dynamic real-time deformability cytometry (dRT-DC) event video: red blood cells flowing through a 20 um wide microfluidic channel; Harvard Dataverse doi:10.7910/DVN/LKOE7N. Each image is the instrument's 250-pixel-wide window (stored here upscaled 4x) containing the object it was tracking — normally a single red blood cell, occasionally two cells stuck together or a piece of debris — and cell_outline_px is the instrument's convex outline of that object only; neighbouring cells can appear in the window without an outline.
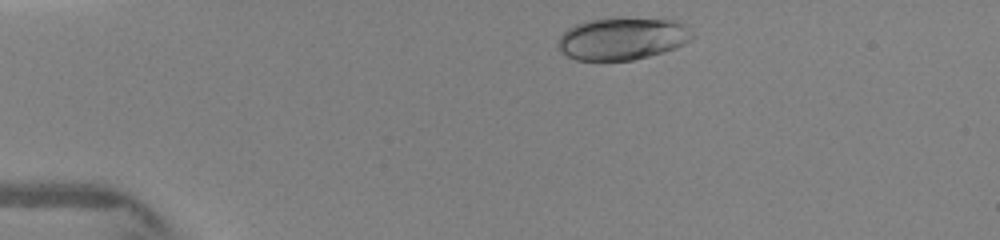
{"species": "human", "species_latin": "Homo sapiens", "temperature_condition": "warm", "stored_images_in_passage": 5, "camera_frame_rate_fps": 3000, "um_per_image_px": 0.085, "donor": {"sex": "female"}, "frame": {"image": 1, "passage_image": 1, "time_ms": 0.0, "image_size_px": [1000, 240], "cell_outline_px": [[696, 36], [692, 40], [676, 48], [664, 52], [632, 60], [576, 60], [568, 56], [556, 44], [560, 36], [568, 28], [576, 24], [588, 20], [612, 16], [616, 16], [680, 20]], "centroid_in_image_um": [52.96, 3.24], "position_along_channel_um": 32.0, "area_um2": 33.87}}
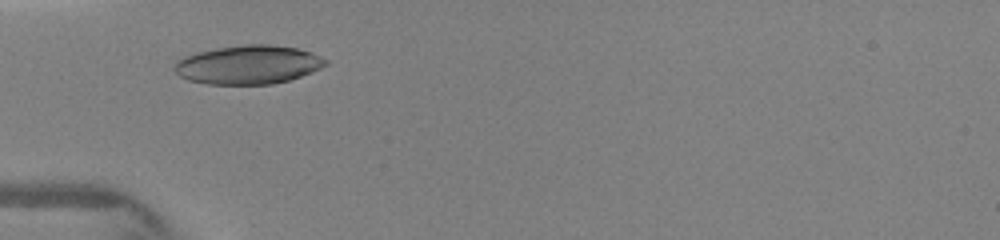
{"frame": {"image": 2, "passage_image": 4, "time_ms": 2.0, "image_size_px": [1000, 240], "cell_outline_px": [[328, 64], [312, 72], [288, 80], [272, 84], [208, 84], [188, 80], [180, 76], [176, 72], [176, 60], [184, 56], [196, 52], [216, 48], [244, 44], [272, 44], [296, 48], [320, 56], [328, 60]], "centroid_in_image_um": [21.1, 5.49], "position_along_channel_um": 63.9, "area_um2": 34.04}}